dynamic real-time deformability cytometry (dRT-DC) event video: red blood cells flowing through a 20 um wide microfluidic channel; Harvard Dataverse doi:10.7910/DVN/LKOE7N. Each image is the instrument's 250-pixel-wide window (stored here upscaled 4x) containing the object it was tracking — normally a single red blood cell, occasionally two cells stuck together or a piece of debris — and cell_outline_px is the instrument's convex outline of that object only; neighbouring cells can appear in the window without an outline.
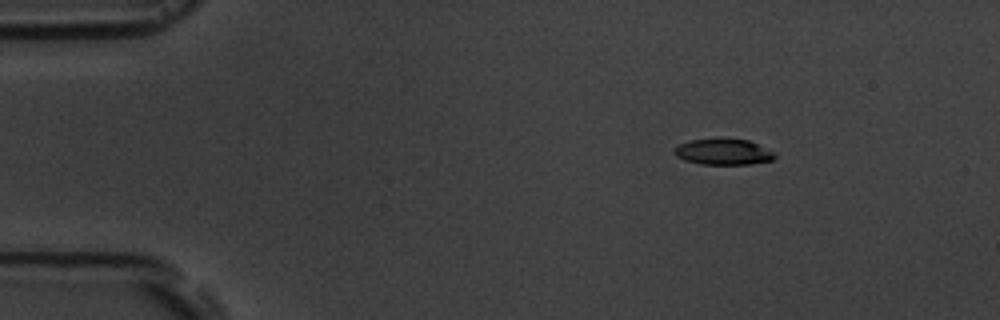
{"species": "common noctule bat (a hibernating species)", "species_latin": "Nyctalus noctula", "temperature_condition": "room temperature", "stored_images_in_passage": 4, "camera_frame_rate_fps": 3000, "um_per_image_px": 0.085, "animal": {"sex": "male", "body_mass_g": 19.5, "forearm_length_mm": 54.6}, "frame": {"image": 1, "passage_image": 2, "time_ms": 1.0, "image_size_px": [1000, 320], "cell_outline_px": [[776, 156], [772, 160], [748, 164], [700, 164], [684, 160], [676, 156], [672, 152], [680, 144], [688, 140], [748, 140], [772, 152]], "centroid_in_image_um": [61.43, 12.93], "position_along_channel_um": 23.6, "area_um2": 14.62}}